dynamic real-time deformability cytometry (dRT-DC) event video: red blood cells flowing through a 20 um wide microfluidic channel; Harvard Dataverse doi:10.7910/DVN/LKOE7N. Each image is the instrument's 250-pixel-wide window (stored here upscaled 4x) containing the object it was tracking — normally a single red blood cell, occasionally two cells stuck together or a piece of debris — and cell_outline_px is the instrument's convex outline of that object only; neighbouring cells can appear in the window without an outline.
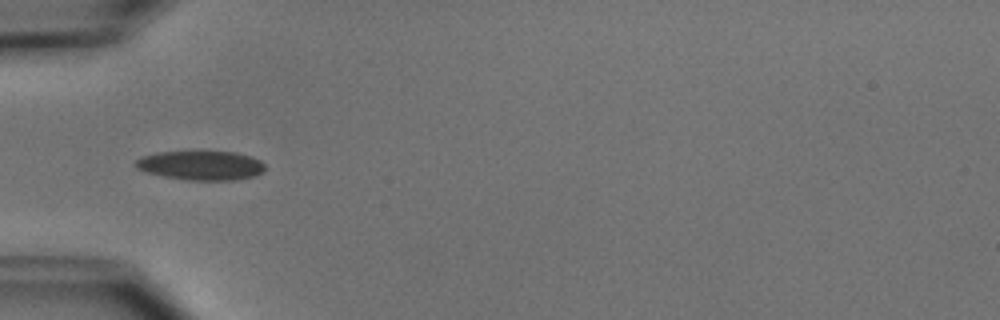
{"species": "common noctule bat (a hibernating species)", "species_latin": "Nyctalus noctula", "temperature_condition": "cold", "stored_images_in_passage": 8, "camera_frame_rate_fps": 3000, "um_per_image_px": 0.085, "animal": {"sex": "male", "body_mass_g": 15.6}, "frame": {"image": 1, "passage_image": 5, "time_ms": 4.667, "image_size_px": [1000, 320], "cell_outline_px": [[264, 172], [256, 176], [232, 180], [188, 180], [164, 176], [148, 172], [136, 168], [132, 164], [136, 160], [144, 156], [156, 152], [188, 148], [196, 148], [236, 152], [260, 160], [264, 164]], "centroid_in_image_um": [17.06, 14.0], "position_along_channel_um": 67.9, "area_um2": 23.18}}
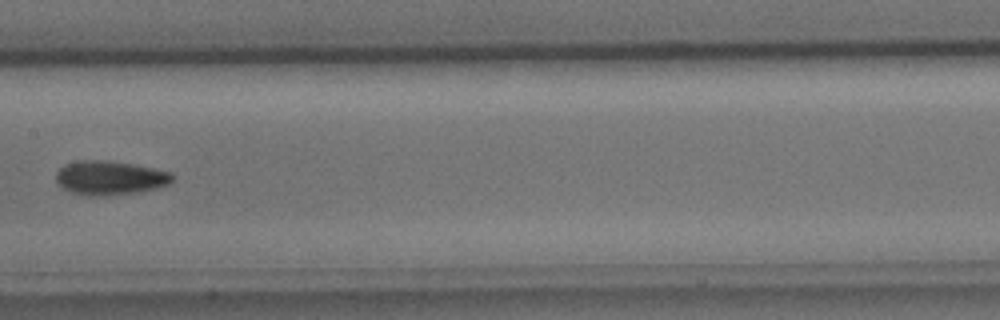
{"frame": {"image": 2, "passage_image": 8, "time_ms": 8.0, "image_size_px": [1000, 320], "cell_outline_px": [[176, 176], [168, 184], [156, 188], [136, 192], [96, 196], [92, 196], [72, 192], [64, 188], [56, 180], [56, 172], [64, 164], [80, 160], [104, 160], [132, 164], [172, 172]], "centroid_in_image_um": [9.35, 15.1], "position_along_channel_um": 198.0, "area_um2": 22.83}}